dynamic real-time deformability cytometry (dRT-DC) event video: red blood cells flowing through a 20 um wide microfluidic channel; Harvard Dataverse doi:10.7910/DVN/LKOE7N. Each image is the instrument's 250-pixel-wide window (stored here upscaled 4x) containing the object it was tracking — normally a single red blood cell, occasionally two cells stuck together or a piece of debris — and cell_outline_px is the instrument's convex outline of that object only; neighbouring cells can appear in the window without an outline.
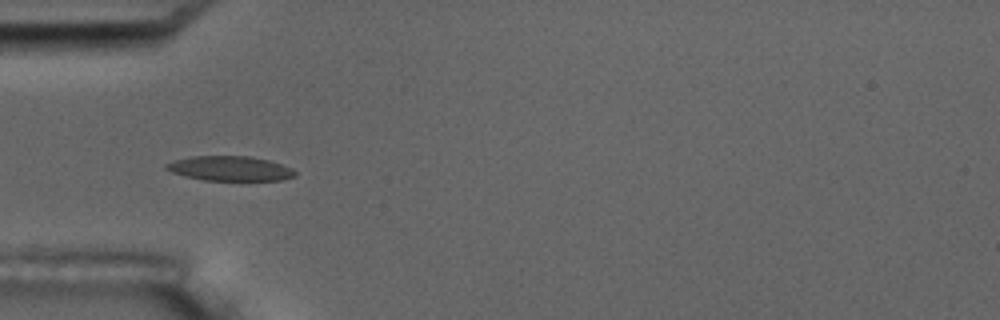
{"species": "common noctule bat (a hibernating species)", "species_latin": "Nyctalus noctula", "temperature_condition": "room temperature", "stored_images_in_passage": 9, "camera_frame_rate_fps": 3000, "um_per_image_px": 0.085, "animal": {"sex": "male", "body_mass_g": 17.5, "forearm_length_mm": 52.3}, "frame": {"image": 1, "passage_image": 6, "time_ms": 6.667, "image_size_px": [1000, 320], "cell_outline_px": [[296, 176], [280, 180], [204, 180], [184, 176], [172, 172], [164, 168], [164, 164], [172, 160], [192, 156], [248, 156], [268, 160], [292, 168], [296, 172]], "centroid_in_image_um": [19.5, 14.32], "position_along_channel_um": 65.5, "area_um2": 18.55}}
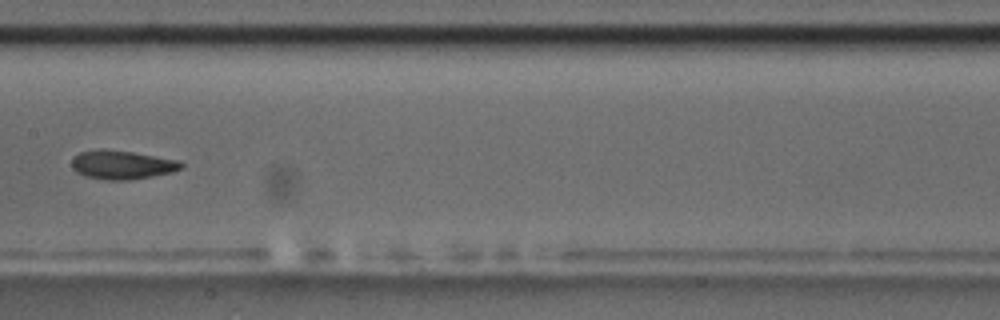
{"frame": {"image": 2, "passage_image": 9, "time_ms": 10.333, "image_size_px": [1000, 320], "cell_outline_px": [[184, 168], [172, 172], [152, 176], [128, 180], [108, 180], [84, 176], [76, 172], [72, 168], [72, 160], [80, 152], [104, 148], [132, 152], [180, 160], [184, 164]], "centroid_in_image_um": [10.4, 14.0], "position_along_channel_um": 197.0, "area_um2": 18.44}}